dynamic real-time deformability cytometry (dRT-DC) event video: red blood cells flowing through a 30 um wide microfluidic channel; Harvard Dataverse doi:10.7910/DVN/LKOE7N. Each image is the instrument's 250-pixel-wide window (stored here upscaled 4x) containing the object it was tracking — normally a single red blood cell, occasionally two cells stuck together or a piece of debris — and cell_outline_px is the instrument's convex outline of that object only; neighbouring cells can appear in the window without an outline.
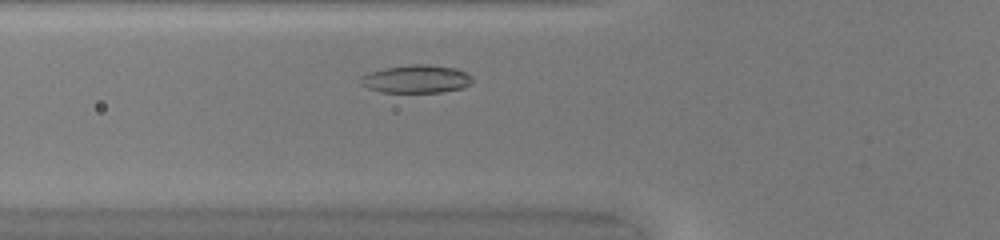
{"species": "common noctule bat (a hibernating species)", "species_latin": "Nyctalus noctula", "temperature_condition": "warm", "stored_images_in_passage": 32, "camera_frame_rate_fps": 3000, "um_per_image_px": 0.085, "animal": {"sex": "female", "body_mass_g": 20.0, "forearm_length_mm": 54.0}, "frame": {"image": 1, "passage_image": 6, "time_ms": 1.667, "image_size_px": [1000, 240], "cell_outline_px": [[472, 80], [464, 88], [440, 92], [380, 92], [368, 88], [360, 84], [360, 76], [368, 72], [384, 68], [412, 64], [428, 64], [456, 68], [472, 76]], "centroid_in_image_um": [35.35, 6.71], "position_along_channel_um": 90.5, "area_um2": 18.32}}
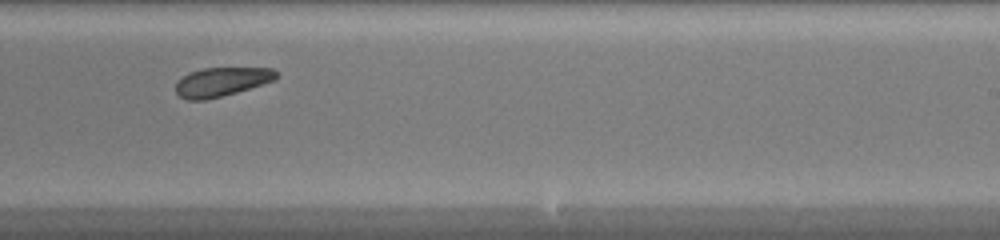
{"frame": {"image": 2, "passage_image": 19, "time_ms": 6.0, "image_size_px": [1000, 240], "cell_outline_px": [[276, 80], [264, 84], [236, 92], [204, 100], [184, 100], [176, 92], [176, 80], [188, 72], [204, 68], [272, 68], [276, 72]], "centroid_in_image_um": [18.79, 6.95], "position_along_channel_um": 270.2, "area_um2": 16.99}}
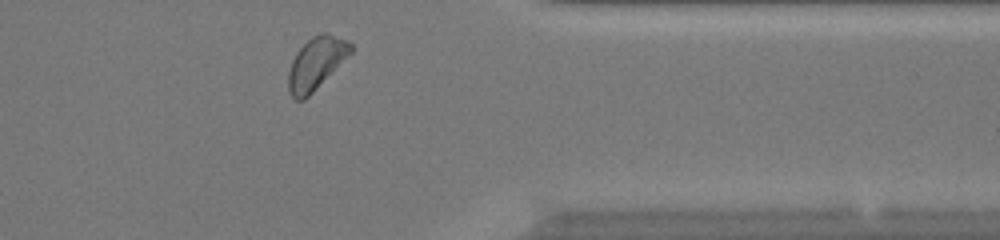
{"frame": {"image": 3, "passage_image": 28, "time_ms": 9.0, "image_size_px": [1000, 240], "cell_outline_px": [[352, 52], [304, 100], [296, 100], [288, 92], [288, 72], [292, 60], [296, 52], [312, 36], [320, 32], [328, 32], [348, 40], [352, 44]], "centroid_in_image_um": [26.86, 5.35], "position_along_channel_um": 384.5, "area_um2": 18.84}, "authors_computed_cell_mechanics": {"area_um2": 18.207, "velocity_mm_per_s": 4.1498, "shape_relaxation_time_tau1_ms": 7.2272, "shape_relaxation_time_tau2_ms": 5.2935, "deformation_change_tau1": 0.1263, "deformation_change_tau2": 0.171}}